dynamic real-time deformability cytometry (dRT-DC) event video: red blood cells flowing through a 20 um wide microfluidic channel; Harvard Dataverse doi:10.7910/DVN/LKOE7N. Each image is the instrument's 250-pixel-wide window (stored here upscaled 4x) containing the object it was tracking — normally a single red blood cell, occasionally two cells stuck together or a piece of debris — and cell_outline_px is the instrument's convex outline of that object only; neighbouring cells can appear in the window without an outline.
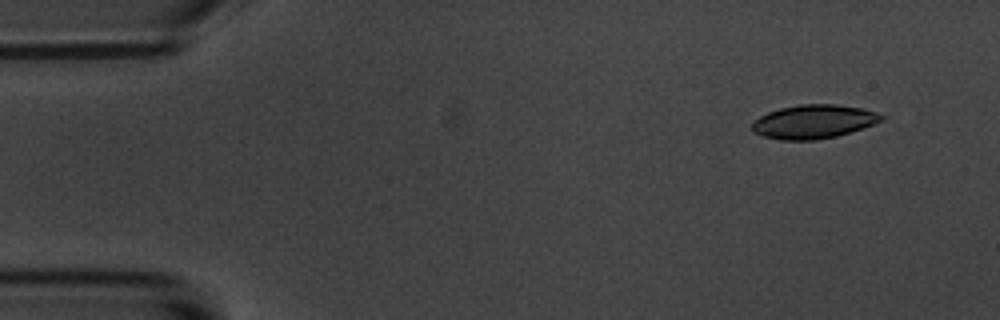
{"species": "common noctule bat (a hibernating species)", "species_latin": "Nyctalus noctula", "temperature_condition": "room temperature", "stored_images_in_passage": 5, "camera_frame_rate_fps": 3000, "um_per_image_px": 0.085, "animal": {"sex": "male", "body_mass_g": 20.1, "forearm_length_mm": 53.5}, "frame": {"image": 1, "passage_image": 2, "time_ms": 1.333, "image_size_px": [1000, 320], "cell_outline_px": [[884, 120], [836, 136], [816, 140], [780, 140], [764, 136], [752, 132], [752, 124], [760, 116], [768, 112], [780, 108], [800, 104], [836, 104], [860, 108], [876, 112], [884, 116]], "centroid_in_image_um": [69.13, 10.34], "position_along_channel_um": 15.9, "area_um2": 25.2}}
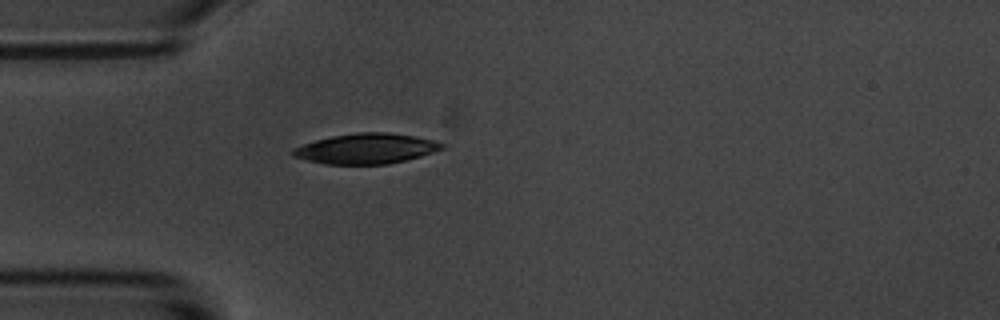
{"frame": {"image": 2, "passage_image": 5, "time_ms": 5.0, "image_size_px": [1000, 320], "cell_outline_px": [[444, 148], [420, 156], [388, 164], [324, 164], [292, 156], [292, 148], [316, 140], [332, 136], [360, 132], [388, 132], [416, 136], [432, 140], [444, 144]], "centroid_in_image_um": [31.11, 12.63], "position_along_channel_um": 53.9, "area_um2": 26.07}}